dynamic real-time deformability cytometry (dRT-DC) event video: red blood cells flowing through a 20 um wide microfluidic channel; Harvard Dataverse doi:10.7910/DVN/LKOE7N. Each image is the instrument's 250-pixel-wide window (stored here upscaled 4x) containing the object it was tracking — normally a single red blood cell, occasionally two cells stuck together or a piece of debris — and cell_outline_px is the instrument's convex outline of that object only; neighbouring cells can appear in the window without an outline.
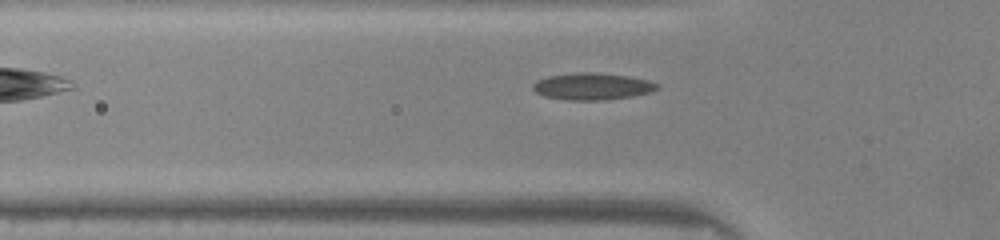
{"species": "common noctule bat (a hibernating species)", "species_latin": "Nyctalus noctula", "temperature_condition": "warm", "stored_images_in_passage": 30, "camera_frame_rate_fps": 3000, "um_per_image_px": 0.085, "animal": {"sex": "male", "body_mass_g": 20.0, "forearm_length_mm": 53.3}, "frame": {"image": 1, "passage_image": 2, "time_ms": 0.333, "image_size_px": [1000, 240], "cell_outline_px": [[660, 88], [652, 92], [632, 96], [604, 100], [568, 100], [544, 96], [536, 92], [532, 88], [532, 84], [536, 80], [548, 76], [580, 72], [592, 72], [628, 76], [648, 80], [660, 84]], "centroid_in_image_um": [50.36, 7.34], "position_along_channel_um": 75.4, "area_um2": 19.54}}
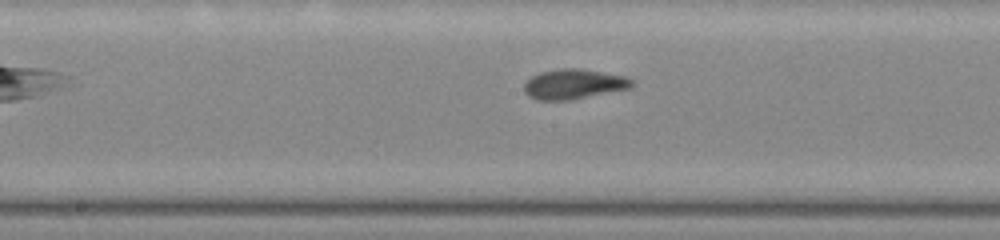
{"frame": {"image": 2, "passage_image": 11, "time_ms": 3.333, "image_size_px": [1000, 240], "cell_outline_px": [[632, 88], [572, 100], [536, 100], [528, 96], [524, 92], [524, 84], [532, 76], [540, 72], [564, 68], [580, 68], [624, 76], [632, 80]], "centroid_in_image_um": [48.76, 7.16], "position_along_channel_um": 199.4, "area_um2": 18.84}}
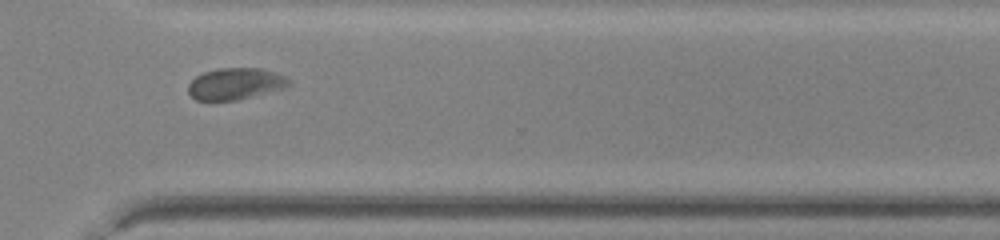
{"frame": {"image": 3, "passage_image": 22, "time_ms": 7.0, "image_size_px": [1000, 240], "cell_outline_px": [[292, 84], [284, 88], [236, 100], [196, 100], [188, 92], [188, 84], [196, 76], [204, 72], [216, 68], [260, 68], [276, 72], [292, 80]], "centroid_in_image_um": [20.03, 7.11], "position_along_channel_um": 350.6, "area_um2": 18.55}, "authors_computed_cell_mechanics": {"area_um2": 18.6405, "velocity_mm_per_s": 4.1138, "shape_relaxation_time_tau1_ms": 4.8809, "shape_relaxation_time_tau2_ms": 0.7558, "deformation_change_tau1": 0.1366, "deformation_change_tau2": 0.051}}